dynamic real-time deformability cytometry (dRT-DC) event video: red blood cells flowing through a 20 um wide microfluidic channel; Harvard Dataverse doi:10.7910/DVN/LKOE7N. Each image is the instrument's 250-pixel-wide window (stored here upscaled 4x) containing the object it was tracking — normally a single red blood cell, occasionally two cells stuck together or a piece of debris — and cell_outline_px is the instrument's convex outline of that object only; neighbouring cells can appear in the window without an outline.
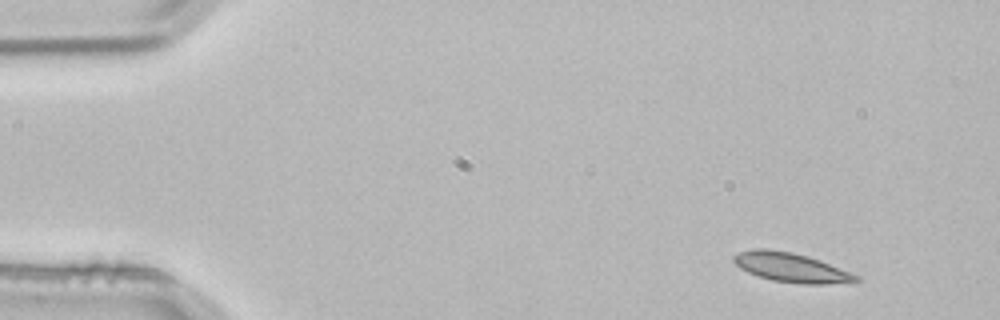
{"species": "common noctule bat (a hibernating species)", "species_latin": "Nyctalus noctula", "temperature_condition": "room temperature", "stored_images_in_passage": 3, "camera_frame_rate_fps": 3000, "um_per_image_px": 0.085, "animal": {"sex": "male", "body_mass_g": 21.5, "forearm_length_mm": 52.0}, "frame": {"image": 1, "passage_image": 1, "time_ms": 0.0, "image_size_px": [1000, 320], "cell_outline_px": [[860, 280], [824, 284], [800, 284], [772, 280], [748, 272], [740, 268], [732, 260], [732, 256], [740, 252], [752, 248], [768, 248], [792, 252], [808, 256], [820, 260], [860, 276]], "centroid_in_image_um": [67.2, 22.72], "position_along_channel_um": 17.8, "area_um2": 20.81}}
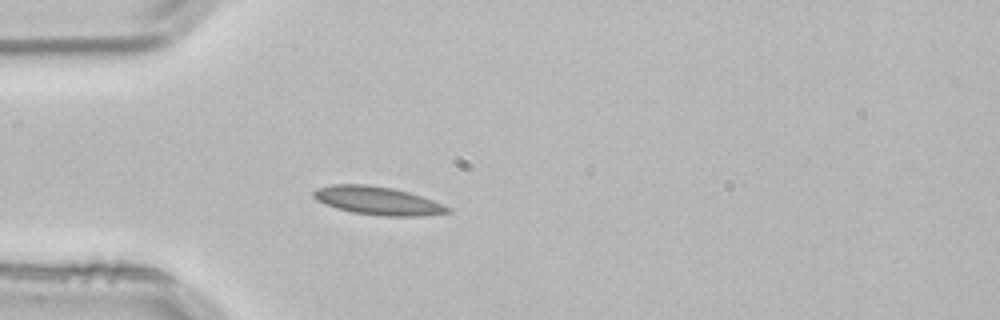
{"frame": {"image": 2, "passage_image": 3, "time_ms": 0.667, "image_size_px": [1000, 320], "cell_outline_px": [[452, 212], [420, 216], [380, 216], [352, 212], [336, 208], [324, 204], [316, 200], [312, 196], [312, 192], [316, 188], [332, 184], [368, 184], [392, 188], [408, 192], [432, 200], [452, 208]], "centroid_in_image_um": [32.06, 17.06], "position_along_channel_um": 52.9, "area_um2": 22.2}}